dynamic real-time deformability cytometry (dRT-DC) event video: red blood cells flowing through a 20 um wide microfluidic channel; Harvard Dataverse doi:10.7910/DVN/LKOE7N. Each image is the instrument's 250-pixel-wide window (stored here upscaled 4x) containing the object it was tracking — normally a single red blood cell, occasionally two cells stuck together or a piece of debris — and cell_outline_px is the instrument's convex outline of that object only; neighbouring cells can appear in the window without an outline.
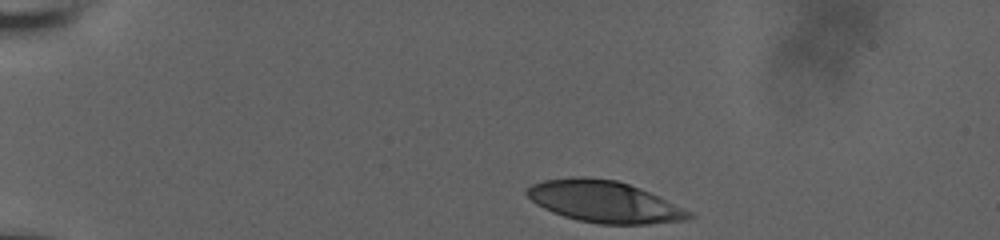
{"species": "human", "species_latin": "Homo sapiens", "temperature_condition": "room temperature", "stored_images_in_passage": 5, "camera_frame_rate_fps": 3000, "um_per_image_px": 0.085, "donor": {"sex": "male"}, "frame": {"image": 1, "passage_image": 1, "time_ms": 0.0, "image_size_px": [1000, 240], "cell_outline_px": [[696, 216], [684, 220], [648, 224], [600, 224], [576, 220], [552, 212], [536, 204], [524, 192], [532, 184], [544, 180], [572, 176], [584, 176], [616, 180], [640, 188], [660, 196], [692, 212]], "centroid_in_image_um": [51.36, 17.14], "position_along_channel_um": 33.6, "area_um2": 39.42}}